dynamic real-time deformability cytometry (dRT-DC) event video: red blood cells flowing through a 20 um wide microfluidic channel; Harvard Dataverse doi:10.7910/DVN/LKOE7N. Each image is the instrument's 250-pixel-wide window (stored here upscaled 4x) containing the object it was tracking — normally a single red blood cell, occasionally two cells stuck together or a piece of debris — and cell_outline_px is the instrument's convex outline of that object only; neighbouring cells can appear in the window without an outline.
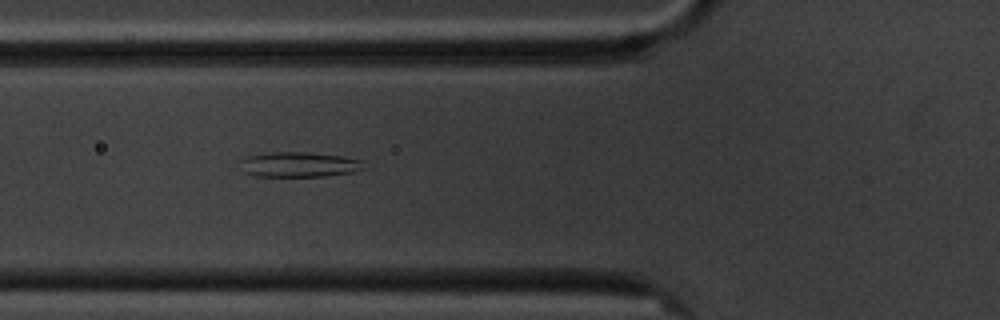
{"species": "common noctule bat (a hibernating species)", "species_latin": "Nyctalus noctula", "temperature_condition": "cold", "stored_images_in_passage": 4, "camera_frame_rate_fps": 3000, "um_per_image_px": 0.085, "animal": {"sex": "male", "body_mass_g": 20.1, "forearm_length_mm": 53.5}, "frame": {"image": 1, "passage_image": 2, "time_ms": 1.0, "image_size_px": [1000, 320], "cell_outline_px": [[364, 168], [352, 172], [324, 176], [256, 176], [244, 172], [240, 160], [248, 156], [272, 152], [308, 152], [344, 156], [364, 160]], "centroid_in_image_um": [25.46, 13.97], "position_along_channel_um": 100.3, "area_um2": 18.03}}